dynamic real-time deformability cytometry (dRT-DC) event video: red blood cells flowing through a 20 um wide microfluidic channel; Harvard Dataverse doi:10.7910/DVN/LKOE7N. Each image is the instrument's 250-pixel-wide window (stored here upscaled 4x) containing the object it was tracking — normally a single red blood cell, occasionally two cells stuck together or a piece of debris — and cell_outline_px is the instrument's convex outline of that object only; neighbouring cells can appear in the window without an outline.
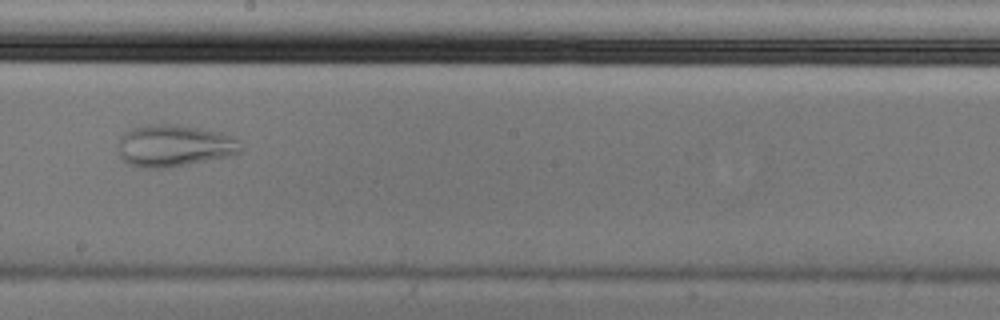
{"species": "Egyptian fruit bat (a non-hibernating species)", "species_latin": "Rousettus aegyptiacus", "temperature_condition": "cold", "stored_images_in_passage": 34, "camera_frame_rate_fps": 3000, "um_per_image_px": 0.085, "animal": {"sex": "male"}, "frame": {"image": 1, "passage_image": 14, "time_ms": 4.333, "image_size_px": [1000, 320], "cell_outline_px": [[244, 148], [240, 152], [224, 156], [168, 168], [144, 168], [128, 164], [120, 156], [120, 136], [124, 132], [132, 128], [144, 124], [180, 124], [224, 132], [236, 136], [240, 140]], "centroid_in_image_um": [14.85, 12.35], "position_along_channel_um": 233.4, "area_um2": 30.23}}